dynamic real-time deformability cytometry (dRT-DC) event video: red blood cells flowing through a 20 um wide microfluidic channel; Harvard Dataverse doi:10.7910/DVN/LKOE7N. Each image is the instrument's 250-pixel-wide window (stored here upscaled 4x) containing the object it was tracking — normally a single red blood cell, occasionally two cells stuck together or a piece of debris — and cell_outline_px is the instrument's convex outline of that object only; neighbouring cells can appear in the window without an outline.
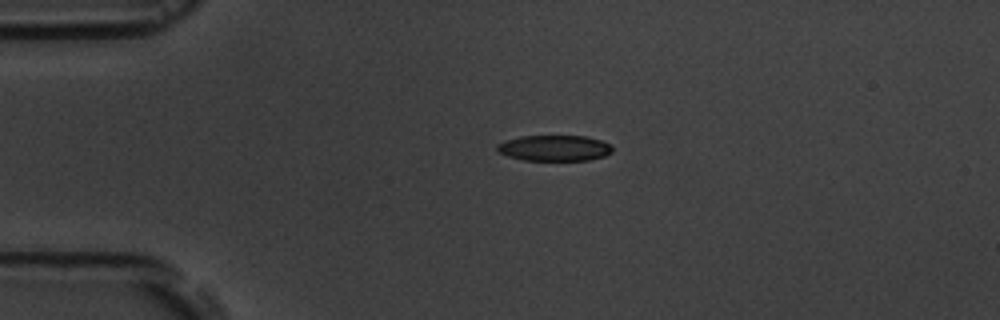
{"species": "common noctule bat (a hibernating species)", "species_latin": "Nyctalus noctula", "temperature_condition": "room temperature", "stored_images_in_passage": 2, "camera_frame_rate_fps": 3000, "um_per_image_px": 0.085, "animal": {"sex": "male", "body_mass_g": 19.5, "forearm_length_mm": 54.6}, "frame": {"image": 1, "passage_image": 1, "time_ms": 0.0, "image_size_px": [1000, 320], "cell_outline_px": [[612, 152], [604, 156], [588, 160], [524, 160], [508, 156], [500, 152], [496, 148], [496, 144], [504, 140], [520, 136], [584, 136], [600, 140], [608, 144], [612, 148]], "centroid_in_image_um": [47.09, 12.58], "position_along_channel_um": 37.9, "area_um2": 17.22}}